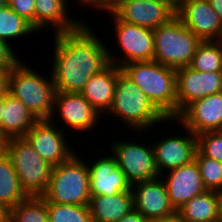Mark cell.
<instances>
[{
	"mask_svg": "<svg viewBox=\"0 0 222 222\" xmlns=\"http://www.w3.org/2000/svg\"><path fill=\"white\" fill-rule=\"evenodd\" d=\"M38 31L22 16H19L8 5L0 9V40L11 46L9 40L27 38V35Z\"/></svg>",
	"mask_w": 222,
	"mask_h": 222,
	"instance_id": "cell-26",
	"label": "cell"
},
{
	"mask_svg": "<svg viewBox=\"0 0 222 222\" xmlns=\"http://www.w3.org/2000/svg\"><path fill=\"white\" fill-rule=\"evenodd\" d=\"M115 138V141L111 139L108 143L110 147L108 151L114 156L118 167L124 172L125 178L131 186L160 177L152 143L150 145L145 143L147 139L140 143L134 139L130 141L128 138L126 140H119L118 138L116 140Z\"/></svg>",
	"mask_w": 222,
	"mask_h": 222,
	"instance_id": "cell-9",
	"label": "cell"
},
{
	"mask_svg": "<svg viewBox=\"0 0 222 222\" xmlns=\"http://www.w3.org/2000/svg\"><path fill=\"white\" fill-rule=\"evenodd\" d=\"M107 116L117 118L120 124H123L135 133L148 134L149 131L154 132V128L158 123L169 125L173 119H167L143 93L117 66V83L113 102L107 112ZM154 126V127H153ZM151 128V130H150Z\"/></svg>",
	"mask_w": 222,
	"mask_h": 222,
	"instance_id": "cell-2",
	"label": "cell"
},
{
	"mask_svg": "<svg viewBox=\"0 0 222 222\" xmlns=\"http://www.w3.org/2000/svg\"><path fill=\"white\" fill-rule=\"evenodd\" d=\"M175 119L195 135L222 131V91L191 102Z\"/></svg>",
	"mask_w": 222,
	"mask_h": 222,
	"instance_id": "cell-16",
	"label": "cell"
},
{
	"mask_svg": "<svg viewBox=\"0 0 222 222\" xmlns=\"http://www.w3.org/2000/svg\"><path fill=\"white\" fill-rule=\"evenodd\" d=\"M174 121L177 122L175 126L179 124L181 135L179 133H170L172 136H165L164 134V137L160 135L161 137L156 140L157 142L152 143L159 175L195 160L197 136L188 128L182 126L176 119H173L172 122L174 123ZM182 128L185 130H182Z\"/></svg>",
	"mask_w": 222,
	"mask_h": 222,
	"instance_id": "cell-11",
	"label": "cell"
},
{
	"mask_svg": "<svg viewBox=\"0 0 222 222\" xmlns=\"http://www.w3.org/2000/svg\"><path fill=\"white\" fill-rule=\"evenodd\" d=\"M88 207L92 222H117L134 209L133 192L91 196Z\"/></svg>",
	"mask_w": 222,
	"mask_h": 222,
	"instance_id": "cell-22",
	"label": "cell"
},
{
	"mask_svg": "<svg viewBox=\"0 0 222 222\" xmlns=\"http://www.w3.org/2000/svg\"><path fill=\"white\" fill-rule=\"evenodd\" d=\"M9 222H49L46 200L42 196H27L10 209Z\"/></svg>",
	"mask_w": 222,
	"mask_h": 222,
	"instance_id": "cell-28",
	"label": "cell"
},
{
	"mask_svg": "<svg viewBox=\"0 0 222 222\" xmlns=\"http://www.w3.org/2000/svg\"><path fill=\"white\" fill-rule=\"evenodd\" d=\"M10 209L0 202V222H9Z\"/></svg>",
	"mask_w": 222,
	"mask_h": 222,
	"instance_id": "cell-39",
	"label": "cell"
},
{
	"mask_svg": "<svg viewBox=\"0 0 222 222\" xmlns=\"http://www.w3.org/2000/svg\"><path fill=\"white\" fill-rule=\"evenodd\" d=\"M157 1L166 4L170 9H172L176 13L187 0H157Z\"/></svg>",
	"mask_w": 222,
	"mask_h": 222,
	"instance_id": "cell-37",
	"label": "cell"
},
{
	"mask_svg": "<svg viewBox=\"0 0 222 222\" xmlns=\"http://www.w3.org/2000/svg\"><path fill=\"white\" fill-rule=\"evenodd\" d=\"M35 1V29L39 32L47 28L52 32L61 33L76 30L83 23L82 18H74L68 12V0H34ZM68 4V5H67Z\"/></svg>",
	"mask_w": 222,
	"mask_h": 222,
	"instance_id": "cell-20",
	"label": "cell"
},
{
	"mask_svg": "<svg viewBox=\"0 0 222 222\" xmlns=\"http://www.w3.org/2000/svg\"><path fill=\"white\" fill-rule=\"evenodd\" d=\"M7 5V0H0V9Z\"/></svg>",
	"mask_w": 222,
	"mask_h": 222,
	"instance_id": "cell-45",
	"label": "cell"
},
{
	"mask_svg": "<svg viewBox=\"0 0 222 222\" xmlns=\"http://www.w3.org/2000/svg\"><path fill=\"white\" fill-rule=\"evenodd\" d=\"M5 153L26 195L42 196L47 190L53 166L41 157L25 137L7 139Z\"/></svg>",
	"mask_w": 222,
	"mask_h": 222,
	"instance_id": "cell-6",
	"label": "cell"
},
{
	"mask_svg": "<svg viewBox=\"0 0 222 222\" xmlns=\"http://www.w3.org/2000/svg\"><path fill=\"white\" fill-rule=\"evenodd\" d=\"M212 9L218 14L222 22V0H208Z\"/></svg>",
	"mask_w": 222,
	"mask_h": 222,
	"instance_id": "cell-38",
	"label": "cell"
},
{
	"mask_svg": "<svg viewBox=\"0 0 222 222\" xmlns=\"http://www.w3.org/2000/svg\"><path fill=\"white\" fill-rule=\"evenodd\" d=\"M49 222H92L88 205L47 202Z\"/></svg>",
	"mask_w": 222,
	"mask_h": 222,
	"instance_id": "cell-29",
	"label": "cell"
},
{
	"mask_svg": "<svg viewBox=\"0 0 222 222\" xmlns=\"http://www.w3.org/2000/svg\"><path fill=\"white\" fill-rule=\"evenodd\" d=\"M31 67L20 60L10 70L8 92L20 100L37 119H50L56 93L51 71L47 78Z\"/></svg>",
	"mask_w": 222,
	"mask_h": 222,
	"instance_id": "cell-4",
	"label": "cell"
},
{
	"mask_svg": "<svg viewBox=\"0 0 222 222\" xmlns=\"http://www.w3.org/2000/svg\"><path fill=\"white\" fill-rule=\"evenodd\" d=\"M117 83V66L109 64L98 74L93 75L80 94L103 117L112 105Z\"/></svg>",
	"mask_w": 222,
	"mask_h": 222,
	"instance_id": "cell-21",
	"label": "cell"
},
{
	"mask_svg": "<svg viewBox=\"0 0 222 222\" xmlns=\"http://www.w3.org/2000/svg\"><path fill=\"white\" fill-rule=\"evenodd\" d=\"M76 151L68 160L54 166L47 190L46 202L89 205L91 198L87 161Z\"/></svg>",
	"mask_w": 222,
	"mask_h": 222,
	"instance_id": "cell-5",
	"label": "cell"
},
{
	"mask_svg": "<svg viewBox=\"0 0 222 222\" xmlns=\"http://www.w3.org/2000/svg\"><path fill=\"white\" fill-rule=\"evenodd\" d=\"M1 115V133L7 139L24 137L38 120L20 100L14 98L9 92L5 93Z\"/></svg>",
	"mask_w": 222,
	"mask_h": 222,
	"instance_id": "cell-23",
	"label": "cell"
},
{
	"mask_svg": "<svg viewBox=\"0 0 222 222\" xmlns=\"http://www.w3.org/2000/svg\"><path fill=\"white\" fill-rule=\"evenodd\" d=\"M89 24L84 20L76 30L53 34L50 71L56 92L80 93L93 75L110 64L107 43Z\"/></svg>",
	"mask_w": 222,
	"mask_h": 222,
	"instance_id": "cell-1",
	"label": "cell"
},
{
	"mask_svg": "<svg viewBox=\"0 0 222 222\" xmlns=\"http://www.w3.org/2000/svg\"><path fill=\"white\" fill-rule=\"evenodd\" d=\"M13 50V47L0 40V69H12L20 61V55L17 56Z\"/></svg>",
	"mask_w": 222,
	"mask_h": 222,
	"instance_id": "cell-33",
	"label": "cell"
},
{
	"mask_svg": "<svg viewBox=\"0 0 222 222\" xmlns=\"http://www.w3.org/2000/svg\"><path fill=\"white\" fill-rule=\"evenodd\" d=\"M7 5L19 16L26 19L35 28L34 0H7Z\"/></svg>",
	"mask_w": 222,
	"mask_h": 222,
	"instance_id": "cell-32",
	"label": "cell"
},
{
	"mask_svg": "<svg viewBox=\"0 0 222 222\" xmlns=\"http://www.w3.org/2000/svg\"><path fill=\"white\" fill-rule=\"evenodd\" d=\"M97 149L100 150L97 151ZM95 151V156L100 153L99 157L91 159L93 160L91 163L90 160L87 162L90 195H114L130 191L131 185L127 182L124 172L118 167L114 156L107 151L105 152L107 155L102 153L100 146L95 148Z\"/></svg>",
	"mask_w": 222,
	"mask_h": 222,
	"instance_id": "cell-14",
	"label": "cell"
},
{
	"mask_svg": "<svg viewBox=\"0 0 222 222\" xmlns=\"http://www.w3.org/2000/svg\"><path fill=\"white\" fill-rule=\"evenodd\" d=\"M222 91V72L176 69L177 116L191 102Z\"/></svg>",
	"mask_w": 222,
	"mask_h": 222,
	"instance_id": "cell-13",
	"label": "cell"
},
{
	"mask_svg": "<svg viewBox=\"0 0 222 222\" xmlns=\"http://www.w3.org/2000/svg\"><path fill=\"white\" fill-rule=\"evenodd\" d=\"M197 136V149L209 158L222 162V131H207Z\"/></svg>",
	"mask_w": 222,
	"mask_h": 222,
	"instance_id": "cell-31",
	"label": "cell"
},
{
	"mask_svg": "<svg viewBox=\"0 0 222 222\" xmlns=\"http://www.w3.org/2000/svg\"><path fill=\"white\" fill-rule=\"evenodd\" d=\"M169 201L177 211L183 204L207 189L204 187L196 160L160 175Z\"/></svg>",
	"mask_w": 222,
	"mask_h": 222,
	"instance_id": "cell-18",
	"label": "cell"
},
{
	"mask_svg": "<svg viewBox=\"0 0 222 222\" xmlns=\"http://www.w3.org/2000/svg\"><path fill=\"white\" fill-rule=\"evenodd\" d=\"M26 197L12 162L5 153L0 156V202L11 209Z\"/></svg>",
	"mask_w": 222,
	"mask_h": 222,
	"instance_id": "cell-25",
	"label": "cell"
},
{
	"mask_svg": "<svg viewBox=\"0 0 222 222\" xmlns=\"http://www.w3.org/2000/svg\"><path fill=\"white\" fill-rule=\"evenodd\" d=\"M4 100H5V93L0 94V130H1V118H2L1 114L3 110Z\"/></svg>",
	"mask_w": 222,
	"mask_h": 222,
	"instance_id": "cell-43",
	"label": "cell"
},
{
	"mask_svg": "<svg viewBox=\"0 0 222 222\" xmlns=\"http://www.w3.org/2000/svg\"><path fill=\"white\" fill-rule=\"evenodd\" d=\"M176 216L182 222H220L217 191L206 190L183 204Z\"/></svg>",
	"mask_w": 222,
	"mask_h": 222,
	"instance_id": "cell-24",
	"label": "cell"
},
{
	"mask_svg": "<svg viewBox=\"0 0 222 222\" xmlns=\"http://www.w3.org/2000/svg\"><path fill=\"white\" fill-rule=\"evenodd\" d=\"M219 196V219L222 222V190L218 191Z\"/></svg>",
	"mask_w": 222,
	"mask_h": 222,
	"instance_id": "cell-42",
	"label": "cell"
},
{
	"mask_svg": "<svg viewBox=\"0 0 222 222\" xmlns=\"http://www.w3.org/2000/svg\"><path fill=\"white\" fill-rule=\"evenodd\" d=\"M175 16L201 41L222 38V22L208 0H187Z\"/></svg>",
	"mask_w": 222,
	"mask_h": 222,
	"instance_id": "cell-17",
	"label": "cell"
},
{
	"mask_svg": "<svg viewBox=\"0 0 222 222\" xmlns=\"http://www.w3.org/2000/svg\"><path fill=\"white\" fill-rule=\"evenodd\" d=\"M129 1L131 0H99L92 8H95L97 12H106L111 15L123 4L128 3Z\"/></svg>",
	"mask_w": 222,
	"mask_h": 222,
	"instance_id": "cell-34",
	"label": "cell"
},
{
	"mask_svg": "<svg viewBox=\"0 0 222 222\" xmlns=\"http://www.w3.org/2000/svg\"><path fill=\"white\" fill-rule=\"evenodd\" d=\"M189 67L203 73L222 72V43L202 41L196 48Z\"/></svg>",
	"mask_w": 222,
	"mask_h": 222,
	"instance_id": "cell-27",
	"label": "cell"
},
{
	"mask_svg": "<svg viewBox=\"0 0 222 222\" xmlns=\"http://www.w3.org/2000/svg\"><path fill=\"white\" fill-rule=\"evenodd\" d=\"M114 32L113 38L116 39L115 48L119 52L115 54L114 47L108 48L109 62L118 67L133 62H147L154 60V33L152 29L129 24L119 20L114 14H111ZM112 50V51H111ZM121 53V54H120ZM120 54V55H119ZM118 55V56H117ZM121 56V57H120Z\"/></svg>",
	"mask_w": 222,
	"mask_h": 222,
	"instance_id": "cell-8",
	"label": "cell"
},
{
	"mask_svg": "<svg viewBox=\"0 0 222 222\" xmlns=\"http://www.w3.org/2000/svg\"><path fill=\"white\" fill-rule=\"evenodd\" d=\"M117 222H148V220L139 211L133 209Z\"/></svg>",
	"mask_w": 222,
	"mask_h": 222,
	"instance_id": "cell-35",
	"label": "cell"
},
{
	"mask_svg": "<svg viewBox=\"0 0 222 222\" xmlns=\"http://www.w3.org/2000/svg\"><path fill=\"white\" fill-rule=\"evenodd\" d=\"M153 33V61L173 69L190 66L196 48L202 42L176 16Z\"/></svg>",
	"mask_w": 222,
	"mask_h": 222,
	"instance_id": "cell-7",
	"label": "cell"
},
{
	"mask_svg": "<svg viewBox=\"0 0 222 222\" xmlns=\"http://www.w3.org/2000/svg\"><path fill=\"white\" fill-rule=\"evenodd\" d=\"M204 187L207 190H222V162L204 156L198 149L195 154Z\"/></svg>",
	"mask_w": 222,
	"mask_h": 222,
	"instance_id": "cell-30",
	"label": "cell"
},
{
	"mask_svg": "<svg viewBox=\"0 0 222 222\" xmlns=\"http://www.w3.org/2000/svg\"><path fill=\"white\" fill-rule=\"evenodd\" d=\"M131 190L134 196V209L148 221L165 220L176 216L161 177L133 184Z\"/></svg>",
	"mask_w": 222,
	"mask_h": 222,
	"instance_id": "cell-15",
	"label": "cell"
},
{
	"mask_svg": "<svg viewBox=\"0 0 222 222\" xmlns=\"http://www.w3.org/2000/svg\"><path fill=\"white\" fill-rule=\"evenodd\" d=\"M11 69H0V94L8 92V76Z\"/></svg>",
	"mask_w": 222,
	"mask_h": 222,
	"instance_id": "cell-36",
	"label": "cell"
},
{
	"mask_svg": "<svg viewBox=\"0 0 222 222\" xmlns=\"http://www.w3.org/2000/svg\"><path fill=\"white\" fill-rule=\"evenodd\" d=\"M121 71L167 119L177 117L176 69L147 61L125 64Z\"/></svg>",
	"mask_w": 222,
	"mask_h": 222,
	"instance_id": "cell-3",
	"label": "cell"
},
{
	"mask_svg": "<svg viewBox=\"0 0 222 222\" xmlns=\"http://www.w3.org/2000/svg\"><path fill=\"white\" fill-rule=\"evenodd\" d=\"M57 125L51 119H38L24 136L53 167L68 160L76 152L71 143L68 145L70 135Z\"/></svg>",
	"mask_w": 222,
	"mask_h": 222,
	"instance_id": "cell-12",
	"label": "cell"
},
{
	"mask_svg": "<svg viewBox=\"0 0 222 222\" xmlns=\"http://www.w3.org/2000/svg\"><path fill=\"white\" fill-rule=\"evenodd\" d=\"M6 141H7V138L1 133V130H0V156L5 154Z\"/></svg>",
	"mask_w": 222,
	"mask_h": 222,
	"instance_id": "cell-40",
	"label": "cell"
},
{
	"mask_svg": "<svg viewBox=\"0 0 222 222\" xmlns=\"http://www.w3.org/2000/svg\"><path fill=\"white\" fill-rule=\"evenodd\" d=\"M79 2H77V3H79L80 4V6L82 5V6H84V7H93L99 0H78Z\"/></svg>",
	"mask_w": 222,
	"mask_h": 222,
	"instance_id": "cell-41",
	"label": "cell"
},
{
	"mask_svg": "<svg viewBox=\"0 0 222 222\" xmlns=\"http://www.w3.org/2000/svg\"><path fill=\"white\" fill-rule=\"evenodd\" d=\"M148 222H182L177 216L165 220L148 221Z\"/></svg>",
	"mask_w": 222,
	"mask_h": 222,
	"instance_id": "cell-44",
	"label": "cell"
},
{
	"mask_svg": "<svg viewBox=\"0 0 222 222\" xmlns=\"http://www.w3.org/2000/svg\"><path fill=\"white\" fill-rule=\"evenodd\" d=\"M56 117L61 121L62 127L60 126V128L65 132L66 128H68L67 132L72 130L70 132L73 134L72 136H74L75 132L80 136L86 132L88 135L93 129H97L101 118L102 122L106 121L103 120L104 117L80 93L56 92L54 96V110L50 119L53 122H57L59 120Z\"/></svg>",
	"mask_w": 222,
	"mask_h": 222,
	"instance_id": "cell-10",
	"label": "cell"
},
{
	"mask_svg": "<svg viewBox=\"0 0 222 222\" xmlns=\"http://www.w3.org/2000/svg\"><path fill=\"white\" fill-rule=\"evenodd\" d=\"M113 14L121 21L152 30L168 23L176 15L166 4L157 0H131Z\"/></svg>",
	"mask_w": 222,
	"mask_h": 222,
	"instance_id": "cell-19",
	"label": "cell"
}]
</instances>
